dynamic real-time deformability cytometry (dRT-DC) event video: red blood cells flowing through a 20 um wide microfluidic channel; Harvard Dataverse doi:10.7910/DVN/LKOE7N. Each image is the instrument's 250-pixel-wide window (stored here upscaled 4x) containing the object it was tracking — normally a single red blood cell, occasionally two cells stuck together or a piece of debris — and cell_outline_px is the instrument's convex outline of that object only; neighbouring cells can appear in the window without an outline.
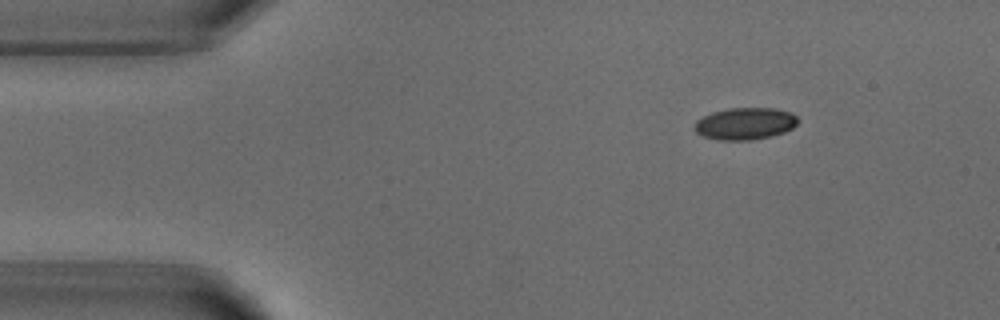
{"species": "common noctule bat (a hibernating species)", "species_latin": "Nyctalus noctula", "temperature_condition": "warm", "stored_images_in_passage": 5, "segment_of_instrument_passage": [2, 2], "camera_frame_rate_fps": 3000, "um_per_image_px": 0.085, "animal": {"sex": "male", "body_mass_g": 18.8}, "frame": {"image": 1, "passage_image": 5, "time_ms": 6.0, "image_size_px": [1000, 320], "cell_outline_px": [[800, 120], [792, 128], [784, 132], [772, 136], [752, 140], [716, 140], [704, 136], [696, 132], [692, 128], [696, 120], [712, 112], [728, 108], [772, 108], [792, 112]], "centroid_in_image_um": [63.32, 10.51], "position_along_channel_um": 21.7, "area_um2": 19.48}}